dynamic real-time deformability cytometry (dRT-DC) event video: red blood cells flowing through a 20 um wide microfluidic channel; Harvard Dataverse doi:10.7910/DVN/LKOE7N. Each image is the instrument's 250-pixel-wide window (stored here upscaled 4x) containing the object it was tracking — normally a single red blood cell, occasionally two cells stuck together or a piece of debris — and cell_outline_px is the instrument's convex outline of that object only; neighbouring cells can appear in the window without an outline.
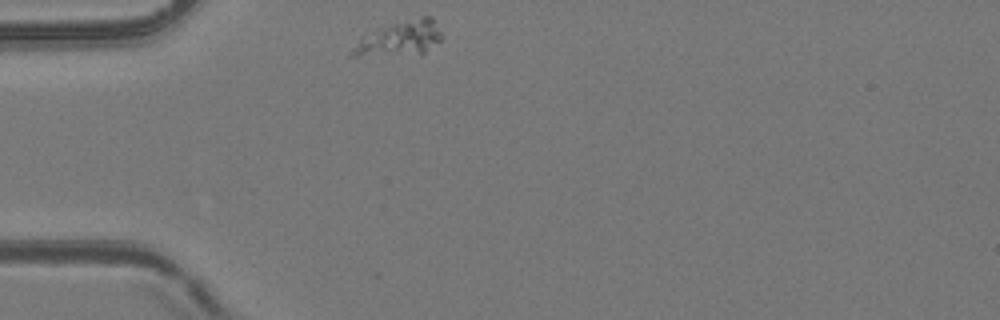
{"species": "common noctule bat (a hibernating species)", "species_latin": "Nyctalus noctula", "temperature_condition": "room temperature", "stored_images_in_passage": 41, "camera_frame_rate_fps": 3000, "um_per_image_px": 0.085, "animal": {"sex": "female", "body_mass_g": 24.6, "forearm_length_mm": 56.2}, "frame": {"image": 1, "passage_image": 1, "time_ms": 0.0, "image_size_px": [1000, 320], "cell_outline_px": [[440, 40], [420, 56], [348, 56], [360, 36], [380, 28], [392, 24], [420, 16], [432, 16], [440, 32]], "centroid_in_image_um": [33.95, 3.32], "position_along_channel_um": 51.1, "area_um2": 18.38}}
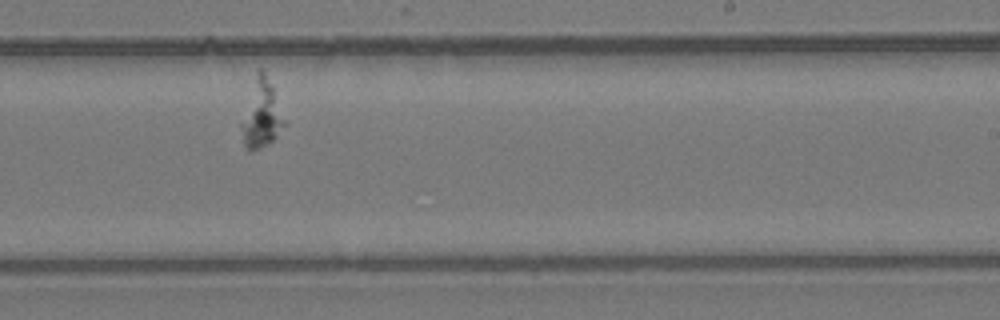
{"frame": {"image": 2, "passage_image": 20, "time_ms": 6.333, "image_size_px": [1000, 320], "cell_outline_px": [[288, 124], [272, 140], [260, 148], [252, 152], [244, 144], [240, 124], [256, 72], [260, 68], [264, 72], [272, 88]], "centroid_in_image_um": [22.23, 9.73], "position_along_channel_um": 266.8, "area_um2": 16.59}}
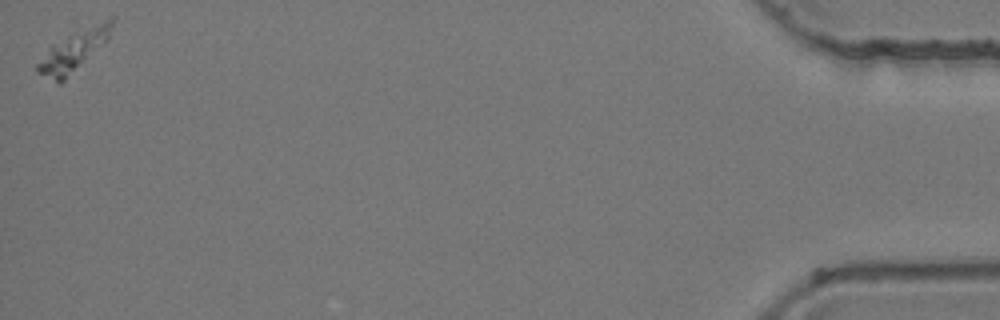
{"frame": {"image": 3, "passage_image": 41, "time_ms": 13.333, "image_size_px": [1000, 320], "cell_outline_px": [[112, 24], [108, 40], [60, 84], [36, 72], [36, 64], [48, 48], [52, 44], [112, 16]], "centroid_in_image_um": [6.21, 4.37], "position_along_channel_um": 429.0, "area_um2": 16.76}}